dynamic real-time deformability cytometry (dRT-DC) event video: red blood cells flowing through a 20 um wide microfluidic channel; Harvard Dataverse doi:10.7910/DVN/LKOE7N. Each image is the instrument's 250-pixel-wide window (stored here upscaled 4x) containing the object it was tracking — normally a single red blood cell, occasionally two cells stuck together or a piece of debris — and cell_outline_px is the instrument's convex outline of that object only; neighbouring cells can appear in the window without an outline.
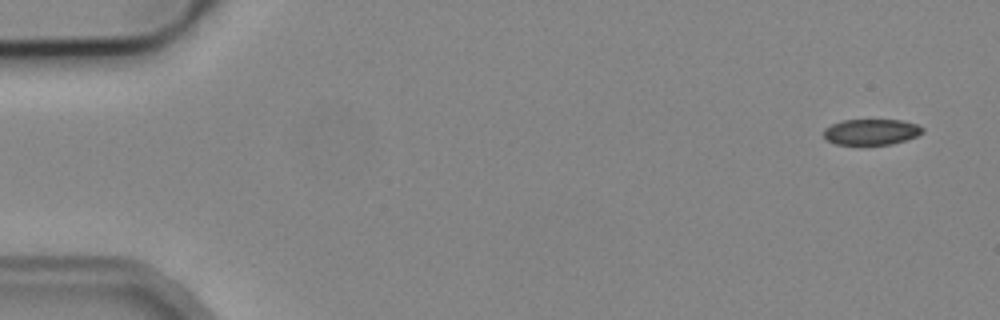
{"species": "common noctule bat (a hibernating species)", "species_latin": "Nyctalus noctula", "temperature_condition": "cold", "stored_images_in_passage": 4, "camera_frame_rate_fps": 3000, "um_per_image_px": 0.085, "animal": {"sex": "male", "body_mass_g": 19.2, "forearm_length_mm": 51.8}, "frame": {"image": 1, "passage_image": 1, "time_ms": 0.0, "image_size_px": [1000, 320], "cell_outline_px": [[924, 132], [908, 140], [892, 144], [836, 144], [828, 140], [824, 136], [824, 128], [832, 124], [844, 120], [904, 120], [916, 124], [924, 128]], "centroid_in_image_um": [74.1, 11.21], "position_along_channel_um": 10.9, "area_um2": 14.85}}